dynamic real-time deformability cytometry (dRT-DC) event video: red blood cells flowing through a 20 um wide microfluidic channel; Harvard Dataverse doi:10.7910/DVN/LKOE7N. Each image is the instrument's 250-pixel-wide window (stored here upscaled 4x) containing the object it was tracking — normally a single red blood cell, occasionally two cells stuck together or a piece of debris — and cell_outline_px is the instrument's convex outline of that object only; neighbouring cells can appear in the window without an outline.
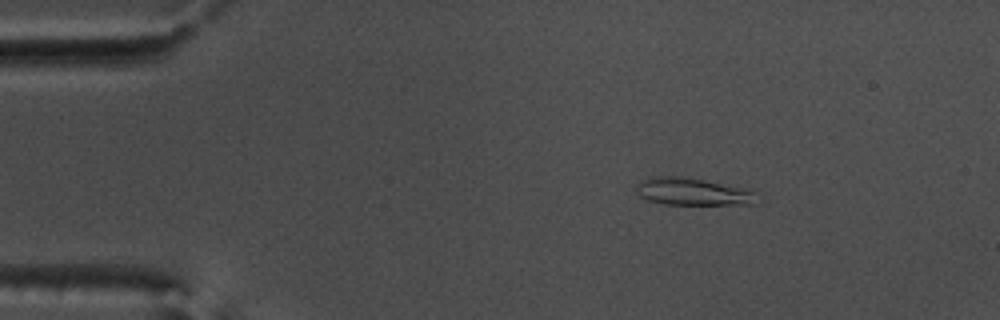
{"species": "common noctule bat (a hibernating species)", "species_latin": "Nyctalus noctula", "temperature_condition": "warm", "stored_images_in_passage": 53, "camera_frame_rate_fps": 3000, "um_per_image_px": 0.085, "animal": {"sex": "male", "body_mass_g": 17.5, "forearm_length_mm": 52.3}, "frame": {"image": 1, "passage_image": 8, "time_ms": 2.333, "image_size_px": [1000, 320], "cell_outline_px": [[756, 204], [664, 204], [648, 200], [640, 196], [636, 192], [636, 188], [640, 180], [656, 176], [684, 176], [752, 188], [756, 192]], "centroid_in_image_um": [58.94, 16.27], "position_along_channel_um": 26.1, "area_um2": 19.59}}
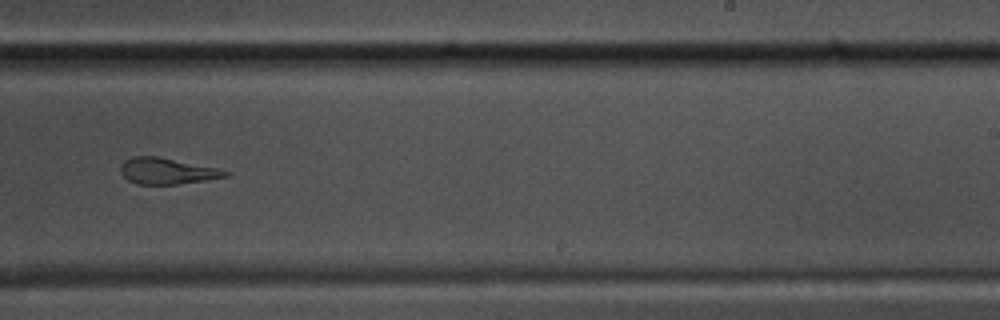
{"frame": {"image": 2, "passage_image": 33, "time_ms": 10.667, "image_size_px": [1000, 320], "cell_outline_px": [[232, 172], [228, 176], [204, 180], [176, 184], [136, 184], [128, 180], [120, 172], [120, 164], [124, 160], [132, 156], [160, 156], [216, 168]], "centroid_in_image_um": [14.16, 14.52], "position_along_channel_um": 274.8, "area_um2": 16.01}}
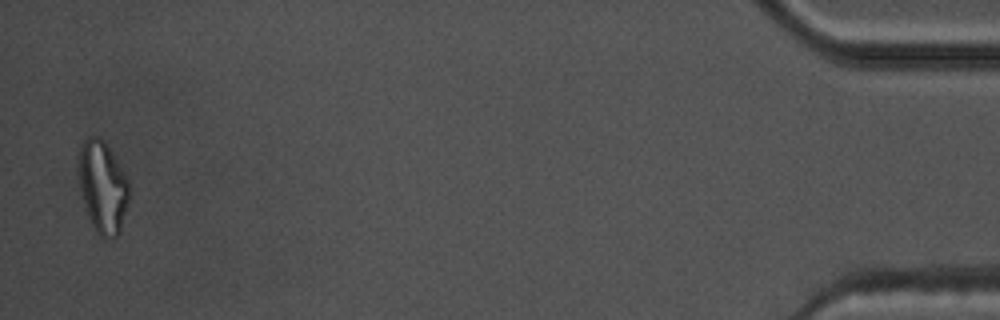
{"frame": {"image": 3, "passage_image": 52, "time_ms": 17.0, "image_size_px": [1000, 320], "cell_outline_px": [[128, 200], [120, 232], [116, 236], [104, 240], [96, 232], [88, 216], [80, 188], [80, 144], [88, 136], [96, 136], [104, 140], [124, 172], [128, 180]], "centroid_in_image_um": [8.74, 15.91], "position_along_channel_um": 426.5, "area_um2": 26.59}, "authors_computed_cell_mechanics": {"area_um2": 17.8024, "velocity_mm_per_s": 3.7989, "shape_relaxation_time_tau1_ms": null, "shape_relaxation_time_tau2_ms": 3.0103, "deformation_change_tau1": null, "deformation_change_tau2": 0.1287}}